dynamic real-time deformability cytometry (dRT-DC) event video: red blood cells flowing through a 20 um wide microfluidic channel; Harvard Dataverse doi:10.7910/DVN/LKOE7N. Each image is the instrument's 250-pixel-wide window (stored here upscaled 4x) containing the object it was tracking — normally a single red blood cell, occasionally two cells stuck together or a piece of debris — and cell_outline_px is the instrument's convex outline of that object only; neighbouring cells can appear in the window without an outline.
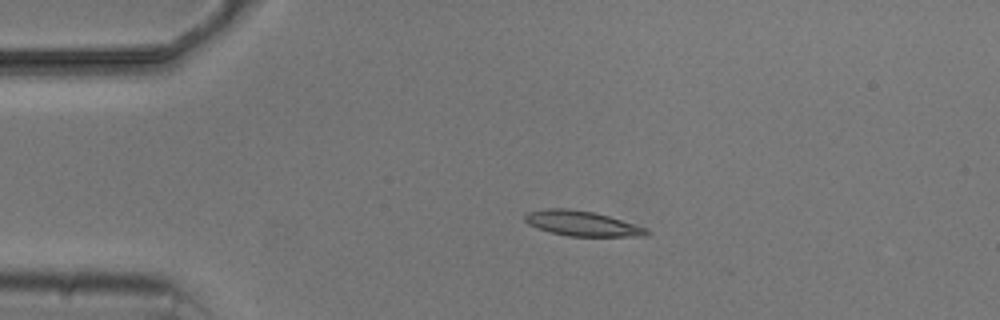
{"species": "common noctule bat (a hibernating species)", "species_latin": "Nyctalus noctula", "temperature_condition": "cold", "stored_images_in_passage": 3, "camera_frame_rate_fps": 3000, "um_per_image_px": 0.085, "animal": {"sex": "male", "body_mass_g": 20.5, "forearm_length_mm": 52.5}, "frame": {"image": 1, "passage_image": 1, "time_ms": 0.0, "image_size_px": [1000, 320], "cell_outline_px": [[652, 232], [648, 236], [568, 236], [536, 228], [528, 224], [524, 220], [524, 216], [528, 212], [548, 208], [568, 208], [592, 212], [608, 216], [648, 228]], "centroid_in_image_um": [49.49, 19.0], "position_along_channel_um": 35.5, "area_um2": 17.74}}